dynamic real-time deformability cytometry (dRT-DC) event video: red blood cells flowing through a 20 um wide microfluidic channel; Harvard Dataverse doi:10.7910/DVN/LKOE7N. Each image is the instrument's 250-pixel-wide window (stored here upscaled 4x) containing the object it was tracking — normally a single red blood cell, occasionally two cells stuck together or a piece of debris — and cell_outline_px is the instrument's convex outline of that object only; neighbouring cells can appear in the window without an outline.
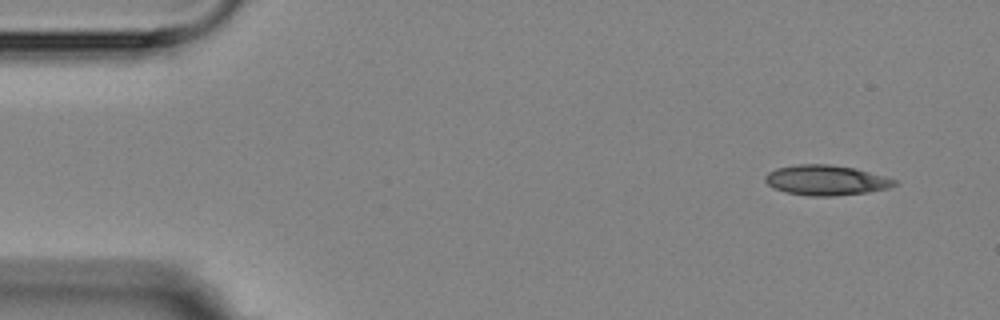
{"species": "Egyptian fruit bat (a non-hibernating species)", "species_latin": "Rousettus aegyptiacus", "temperature_condition": "room temperature", "stored_images_in_passage": 4, "camera_frame_rate_fps": 3000, "um_per_image_px": 0.085, "animal": {"sex": "female"}, "frame": {"image": 1, "passage_image": 1, "time_ms": 0.0, "image_size_px": [1000, 320], "cell_outline_px": [[900, 184], [888, 188], [868, 192], [836, 196], [808, 196], [784, 192], [772, 188], [764, 180], [764, 176], [768, 172], [776, 168], [796, 164], [828, 164], [856, 168], [884, 176], [896, 180]], "centroid_in_image_um": [70.2, 15.32], "position_along_channel_um": 14.8, "area_um2": 23.0}}
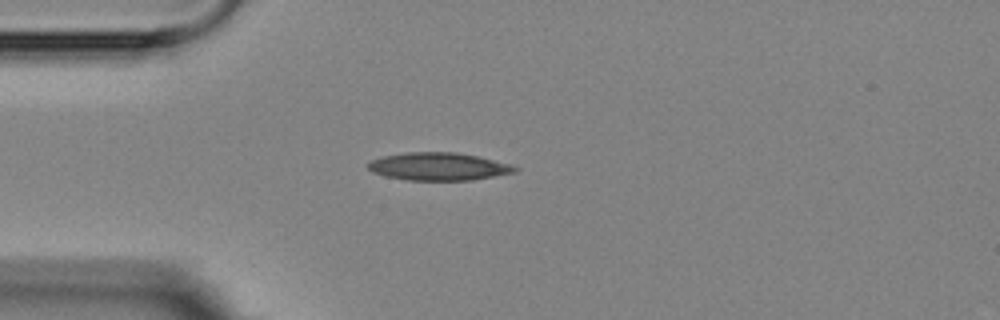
{"frame": {"image": 2, "passage_image": 4, "time_ms": 3.333, "image_size_px": [1000, 320], "cell_outline_px": [[520, 168], [516, 172], [472, 180], [408, 180], [384, 176], [372, 172], [368, 168], [368, 164], [372, 160], [384, 156], [408, 152], [456, 152], [476, 156], [508, 164]], "centroid_in_image_um": [37.26, 14.16], "position_along_channel_um": 47.7, "area_um2": 23.52}}